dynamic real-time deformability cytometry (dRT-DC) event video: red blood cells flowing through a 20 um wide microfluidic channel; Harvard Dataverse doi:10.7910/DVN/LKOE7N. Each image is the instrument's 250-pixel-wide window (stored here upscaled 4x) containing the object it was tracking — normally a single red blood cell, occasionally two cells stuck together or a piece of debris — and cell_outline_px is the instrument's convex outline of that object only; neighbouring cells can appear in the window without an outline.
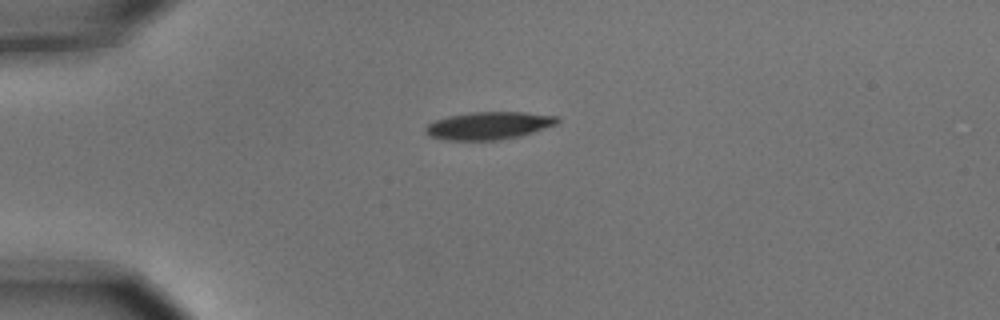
{"species": "common noctule bat (a hibernating species)", "species_latin": "Nyctalus noctula", "temperature_condition": "cold", "stored_images_in_passage": 2, "camera_frame_rate_fps": 3000, "um_per_image_px": 0.085, "animal": {"sex": "male", "body_mass_g": 15.6}, "frame": {"image": 1, "passage_image": 1, "time_ms": 0.0, "image_size_px": [1000, 320], "cell_outline_px": [[560, 120], [556, 124], [532, 132], [500, 140], [448, 140], [428, 136], [424, 132], [424, 128], [428, 124], [436, 120], [448, 116], [468, 112], [524, 112], [560, 116]], "centroid_in_image_um": [41.52, 10.67], "position_along_channel_um": 43.5, "area_um2": 21.21}}